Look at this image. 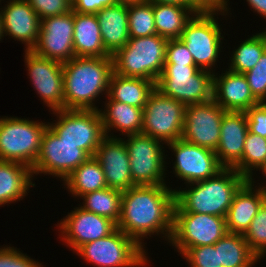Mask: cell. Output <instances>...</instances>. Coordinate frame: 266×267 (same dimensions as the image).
<instances>
[{"label":"cell","instance_id":"25","mask_svg":"<svg viewBox=\"0 0 266 267\" xmlns=\"http://www.w3.org/2000/svg\"><path fill=\"white\" fill-rule=\"evenodd\" d=\"M105 50L113 56L129 41L128 6L115 4L96 13Z\"/></svg>","mask_w":266,"mask_h":267},{"label":"cell","instance_id":"22","mask_svg":"<svg viewBox=\"0 0 266 267\" xmlns=\"http://www.w3.org/2000/svg\"><path fill=\"white\" fill-rule=\"evenodd\" d=\"M247 133L246 112L226 111L221 122L219 144L215 150L223 168H234L241 161Z\"/></svg>","mask_w":266,"mask_h":267},{"label":"cell","instance_id":"34","mask_svg":"<svg viewBox=\"0 0 266 267\" xmlns=\"http://www.w3.org/2000/svg\"><path fill=\"white\" fill-rule=\"evenodd\" d=\"M266 162V138L248 131L241 161L234 167L241 175L251 179Z\"/></svg>","mask_w":266,"mask_h":267},{"label":"cell","instance_id":"47","mask_svg":"<svg viewBox=\"0 0 266 267\" xmlns=\"http://www.w3.org/2000/svg\"><path fill=\"white\" fill-rule=\"evenodd\" d=\"M116 4H121V5H133L135 3H141L144 2L145 0H114Z\"/></svg>","mask_w":266,"mask_h":267},{"label":"cell","instance_id":"1","mask_svg":"<svg viewBox=\"0 0 266 267\" xmlns=\"http://www.w3.org/2000/svg\"><path fill=\"white\" fill-rule=\"evenodd\" d=\"M175 191L168 185H135L123 191L117 228L145 249L144 238L170 241Z\"/></svg>","mask_w":266,"mask_h":267},{"label":"cell","instance_id":"12","mask_svg":"<svg viewBox=\"0 0 266 267\" xmlns=\"http://www.w3.org/2000/svg\"><path fill=\"white\" fill-rule=\"evenodd\" d=\"M186 106L155 88L143 109L142 134L165 144L182 139Z\"/></svg>","mask_w":266,"mask_h":267},{"label":"cell","instance_id":"46","mask_svg":"<svg viewBox=\"0 0 266 267\" xmlns=\"http://www.w3.org/2000/svg\"><path fill=\"white\" fill-rule=\"evenodd\" d=\"M151 3L157 4H173L178 6L190 7L188 0H149Z\"/></svg>","mask_w":266,"mask_h":267},{"label":"cell","instance_id":"20","mask_svg":"<svg viewBox=\"0 0 266 267\" xmlns=\"http://www.w3.org/2000/svg\"><path fill=\"white\" fill-rule=\"evenodd\" d=\"M94 158L100 163L109 188L123 192L135 186L131 177L129 154L121 137H105L96 149Z\"/></svg>","mask_w":266,"mask_h":267},{"label":"cell","instance_id":"41","mask_svg":"<svg viewBox=\"0 0 266 267\" xmlns=\"http://www.w3.org/2000/svg\"><path fill=\"white\" fill-rule=\"evenodd\" d=\"M164 65L196 66L193 56L187 46L180 39L167 41L166 61Z\"/></svg>","mask_w":266,"mask_h":267},{"label":"cell","instance_id":"3","mask_svg":"<svg viewBox=\"0 0 266 267\" xmlns=\"http://www.w3.org/2000/svg\"><path fill=\"white\" fill-rule=\"evenodd\" d=\"M248 179L234 168H223L206 180L176 188L175 202L186 212L226 217L238 189Z\"/></svg>","mask_w":266,"mask_h":267},{"label":"cell","instance_id":"4","mask_svg":"<svg viewBox=\"0 0 266 267\" xmlns=\"http://www.w3.org/2000/svg\"><path fill=\"white\" fill-rule=\"evenodd\" d=\"M167 41L157 34L129 38L127 44L112 56L114 73L145 78L156 84L166 61Z\"/></svg>","mask_w":266,"mask_h":267},{"label":"cell","instance_id":"18","mask_svg":"<svg viewBox=\"0 0 266 267\" xmlns=\"http://www.w3.org/2000/svg\"><path fill=\"white\" fill-rule=\"evenodd\" d=\"M55 226L64 245L75 251L79 246L107 237L117 229V224L103 216L74 207Z\"/></svg>","mask_w":266,"mask_h":267},{"label":"cell","instance_id":"49","mask_svg":"<svg viewBox=\"0 0 266 267\" xmlns=\"http://www.w3.org/2000/svg\"><path fill=\"white\" fill-rule=\"evenodd\" d=\"M3 35V28H2V18H1V12H0V41H2L4 38Z\"/></svg>","mask_w":266,"mask_h":267},{"label":"cell","instance_id":"27","mask_svg":"<svg viewBox=\"0 0 266 267\" xmlns=\"http://www.w3.org/2000/svg\"><path fill=\"white\" fill-rule=\"evenodd\" d=\"M75 57H110L104 48L96 14L74 12Z\"/></svg>","mask_w":266,"mask_h":267},{"label":"cell","instance_id":"45","mask_svg":"<svg viewBox=\"0 0 266 267\" xmlns=\"http://www.w3.org/2000/svg\"><path fill=\"white\" fill-rule=\"evenodd\" d=\"M246 2L253 12L266 19V0H246Z\"/></svg>","mask_w":266,"mask_h":267},{"label":"cell","instance_id":"26","mask_svg":"<svg viewBox=\"0 0 266 267\" xmlns=\"http://www.w3.org/2000/svg\"><path fill=\"white\" fill-rule=\"evenodd\" d=\"M32 169L22 163L0 161V206L11 205L28 195L33 183Z\"/></svg>","mask_w":266,"mask_h":267},{"label":"cell","instance_id":"23","mask_svg":"<svg viewBox=\"0 0 266 267\" xmlns=\"http://www.w3.org/2000/svg\"><path fill=\"white\" fill-rule=\"evenodd\" d=\"M254 180V177L248 179L233 198L225 217L228 233L244 234L266 201V189Z\"/></svg>","mask_w":266,"mask_h":267},{"label":"cell","instance_id":"19","mask_svg":"<svg viewBox=\"0 0 266 267\" xmlns=\"http://www.w3.org/2000/svg\"><path fill=\"white\" fill-rule=\"evenodd\" d=\"M0 6L3 35L20 41L31 51L38 41L40 19L27 0H7Z\"/></svg>","mask_w":266,"mask_h":267},{"label":"cell","instance_id":"44","mask_svg":"<svg viewBox=\"0 0 266 267\" xmlns=\"http://www.w3.org/2000/svg\"><path fill=\"white\" fill-rule=\"evenodd\" d=\"M73 12L96 14L104 7L115 5L114 0H72Z\"/></svg>","mask_w":266,"mask_h":267},{"label":"cell","instance_id":"30","mask_svg":"<svg viewBox=\"0 0 266 267\" xmlns=\"http://www.w3.org/2000/svg\"><path fill=\"white\" fill-rule=\"evenodd\" d=\"M156 34L167 40L179 39L196 14L190 7L152 3Z\"/></svg>","mask_w":266,"mask_h":267},{"label":"cell","instance_id":"9","mask_svg":"<svg viewBox=\"0 0 266 267\" xmlns=\"http://www.w3.org/2000/svg\"><path fill=\"white\" fill-rule=\"evenodd\" d=\"M228 14L196 13L186 24L179 38L193 56L195 65L202 70L216 72L215 65L222 52L224 36L218 23V16ZM217 16V17H216ZM217 19H216V18Z\"/></svg>","mask_w":266,"mask_h":267},{"label":"cell","instance_id":"5","mask_svg":"<svg viewBox=\"0 0 266 267\" xmlns=\"http://www.w3.org/2000/svg\"><path fill=\"white\" fill-rule=\"evenodd\" d=\"M48 122L0 116V161L22 163L32 169Z\"/></svg>","mask_w":266,"mask_h":267},{"label":"cell","instance_id":"10","mask_svg":"<svg viewBox=\"0 0 266 267\" xmlns=\"http://www.w3.org/2000/svg\"><path fill=\"white\" fill-rule=\"evenodd\" d=\"M127 137V139H126ZM127 147L135 185H166L167 162L164 142L139 133L121 138Z\"/></svg>","mask_w":266,"mask_h":267},{"label":"cell","instance_id":"38","mask_svg":"<svg viewBox=\"0 0 266 267\" xmlns=\"http://www.w3.org/2000/svg\"><path fill=\"white\" fill-rule=\"evenodd\" d=\"M244 75L254 97L259 102H266V51L257 64Z\"/></svg>","mask_w":266,"mask_h":267},{"label":"cell","instance_id":"13","mask_svg":"<svg viewBox=\"0 0 266 267\" xmlns=\"http://www.w3.org/2000/svg\"><path fill=\"white\" fill-rule=\"evenodd\" d=\"M90 156L79 145L65 142L49 126L46 128L40 151L32 167L33 177L51 175L60 181L73 172Z\"/></svg>","mask_w":266,"mask_h":267},{"label":"cell","instance_id":"16","mask_svg":"<svg viewBox=\"0 0 266 267\" xmlns=\"http://www.w3.org/2000/svg\"><path fill=\"white\" fill-rule=\"evenodd\" d=\"M74 12L45 17L40 20V32L32 51L41 57L61 62L75 57Z\"/></svg>","mask_w":266,"mask_h":267},{"label":"cell","instance_id":"8","mask_svg":"<svg viewBox=\"0 0 266 267\" xmlns=\"http://www.w3.org/2000/svg\"><path fill=\"white\" fill-rule=\"evenodd\" d=\"M227 233L225 217L186 212L175 202L169 245L178 255L191 247L215 244Z\"/></svg>","mask_w":266,"mask_h":267},{"label":"cell","instance_id":"14","mask_svg":"<svg viewBox=\"0 0 266 267\" xmlns=\"http://www.w3.org/2000/svg\"><path fill=\"white\" fill-rule=\"evenodd\" d=\"M173 152L175 160L173 172L183 184L206 180L215 176L223 167L219 164L215 151L178 139L166 144Z\"/></svg>","mask_w":266,"mask_h":267},{"label":"cell","instance_id":"17","mask_svg":"<svg viewBox=\"0 0 266 267\" xmlns=\"http://www.w3.org/2000/svg\"><path fill=\"white\" fill-rule=\"evenodd\" d=\"M225 112L226 110L214 100L187 105L182 139L215 151L219 144L220 127Z\"/></svg>","mask_w":266,"mask_h":267},{"label":"cell","instance_id":"28","mask_svg":"<svg viewBox=\"0 0 266 267\" xmlns=\"http://www.w3.org/2000/svg\"><path fill=\"white\" fill-rule=\"evenodd\" d=\"M155 83L140 77H125L112 73L107 96L121 103L144 109Z\"/></svg>","mask_w":266,"mask_h":267},{"label":"cell","instance_id":"39","mask_svg":"<svg viewBox=\"0 0 266 267\" xmlns=\"http://www.w3.org/2000/svg\"><path fill=\"white\" fill-rule=\"evenodd\" d=\"M40 20L73 11L72 0H27Z\"/></svg>","mask_w":266,"mask_h":267},{"label":"cell","instance_id":"40","mask_svg":"<svg viewBox=\"0 0 266 267\" xmlns=\"http://www.w3.org/2000/svg\"><path fill=\"white\" fill-rule=\"evenodd\" d=\"M0 247V267H44L42 263L19 251V248L8 245Z\"/></svg>","mask_w":266,"mask_h":267},{"label":"cell","instance_id":"11","mask_svg":"<svg viewBox=\"0 0 266 267\" xmlns=\"http://www.w3.org/2000/svg\"><path fill=\"white\" fill-rule=\"evenodd\" d=\"M51 114L56 116V120L48 122V126L63 141L79 145V148L93 157L106 137L100 111L61 109L54 110Z\"/></svg>","mask_w":266,"mask_h":267},{"label":"cell","instance_id":"31","mask_svg":"<svg viewBox=\"0 0 266 267\" xmlns=\"http://www.w3.org/2000/svg\"><path fill=\"white\" fill-rule=\"evenodd\" d=\"M214 246L218 249L219 267H254L260 262L243 234L227 233Z\"/></svg>","mask_w":266,"mask_h":267},{"label":"cell","instance_id":"6","mask_svg":"<svg viewBox=\"0 0 266 267\" xmlns=\"http://www.w3.org/2000/svg\"><path fill=\"white\" fill-rule=\"evenodd\" d=\"M74 253L94 267H145L151 263L148 252L118 228L107 237L79 246Z\"/></svg>","mask_w":266,"mask_h":267},{"label":"cell","instance_id":"21","mask_svg":"<svg viewBox=\"0 0 266 267\" xmlns=\"http://www.w3.org/2000/svg\"><path fill=\"white\" fill-rule=\"evenodd\" d=\"M213 100L226 111L246 112L259 103L246 76L227 68L224 73H213Z\"/></svg>","mask_w":266,"mask_h":267},{"label":"cell","instance_id":"43","mask_svg":"<svg viewBox=\"0 0 266 267\" xmlns=\"http://www.w3.org/2000/svg\"><path fill=\"white\" fill-rule=\"evenodd\" d=\"M229 0H188L190 8L195 13H215V14H232L230 13Z\"/></svg>","mask_w":266,"mask_h":267},{"label":"cell","instance_id":"29","mask_svg":"<svg viewBox=\"0 0 266 267\" xmlns=\"http://www.w3.org/2000/svg\"><path fill=\"white\" fill-rule=\"evenodd\" d=\"M62 183L74 199L108 187L103 169L94 156L80 164Z\"/></svg>","mask_w":266,"mask_h":267},{"label":"cell","instance_id":"15","mask_svg":"<svg viewBox=\"0 0 266 267\" xmlns=\"http://www.w3.org/2000/svg\"><path fill=\"white\" fill-rule=\"evenodd\" d=\"M24 52L27 75L36 94L49 112L64 109L63 64L38 56L32 50Z\"/></svg>","mask_w":266,"mask_h":267},{"label":"cell","instance_id":"32","mask_svg":"<svg viewBox=\"0 0 266 267\" xmlns=\"http://www.w3.org/2000/svg\"><path fill=\"white\" fill-rule=\"evenodd\" d=\"M237 47L232 51V57L229 56L227 69L245 74L257 64L266 51V30L252 34Z\"/></svg>","mask_w":266,"mask_h":267},{"label":"cell","instance_id":"36","mask_svg":"<svg viewBox=\"0 0 266 267\" xmlns=\"http://www.w3.org/2000/svg\"><path fill=\"white\" fill-rule=\"evenodd\" d=\"M243 236L260 260L266 256V201L261 205Z\"/></svg>","mask_w":266,"mask_h":267},{"label":"cell","instance_id":"37","mask_svg":"<svg viewBox=\"0 0 266 267\" xmlns=\"http://www.w3.org/2000/svg\"><path fill=\"white\" fill-rule=\"evenodd\" d=\"M188 267H219L218 249L214 244L188 248L182 255Z\"/></svg>","mask_w":266,"mask_h":267},{"label":"cell","instance_id":"24","mask_svg":"<svg viewBox=\"0 0 266 267\" xmlns=\"http://www.w3.org/2000/svg\"><path fill=\"white\" fill-rule=\"evenodd\" d=\"M105 100L104 110L100 108L99 111L106 137L117 138L113 135L112 130L114 131V129H116L115 133L120 132L119 136L122 135V137L141 133L143 127L142 108L113 101L108 96L105 97Z\"/></svg>","mask_w":266,"mask_h":267},{"label":"cell","instance_id":"48","mask_svg":"<svg viewBox=\"0 0 266 267\" xmlns=\"http://www.w3.org/2000/svg\"><path fill=\"white\" fill-rule=\"evenodd\" d=\"M259 171H261L262 176L264 175L262 178H265V177H266V162H265V164L260 168ZM257 184H259L260 187H263L264 189H266V184H264V183L260 184L259 182H258Z\"/></svg>","mask_w":266,"mask_h":267},{"label":"cell","instance_id":"35","mask_svg":"<svg viewBox=\"0 0 266 267\" xmlns=\"http://www.w3.org/2000/svg\"><path fill=\"white\" fill-rule=\"evenodd\" d=\"M130 38H140L156 34L153 7L149 0L128 6Z\"/></svg>","mask_w":266,"mask_h":267},{"label":"cell","instance_id":"2","mask_svg":"<svg viewBox=\"0 0 266 267\" xmlns=\"http://www.w3.org/2000/svg\"><path fill=\"white\" fill-rule=\"evenodd\" d=\"M113 59L74 57L63 63L64 109L99 110L96 101L108 94Z\"/></svg>","mask_w":266,"mask_h":267},{"label":"cell","instance_id":"42","mask_svg":"<svg viewBox=\"0 0 266 267\" xmlns=\"http://www.w3.org/2000/svg\"><path fill=\"white\" fill-rule=\"evenodd\" d=\"M248 131L266 138V102H259L246 111Z\"/></svg>","mask_w":266,"mask_h":267},{"label":"cell","instance_id":"7","mask_svg":"<svg viewBox=\"0 0 266 267\" xmlns=\"http://www.w3.org/2000/svg\"><path fill=\"white\" fill-rule=\"evenodd\" d=\"M155 88L185 106L213 100V73L197 66L164 65Z\"/></svg>","mask_w":266,"mask_h":267},{"label":"cell","instance_id":"33","mask_svg":"<svg viewBox=\"0 0 266 267\" xmlns=\"http://www.w3.org/2000/svg\"><path fill=\"white\" fill-rule=\"evenodd\" d=\"M122 194L123 192L120 190L107 187L81 196L83 205L79 206L117 224L121 214Z\"/></svg>","mask_w":266,"mask_h":267}]
</instances>
